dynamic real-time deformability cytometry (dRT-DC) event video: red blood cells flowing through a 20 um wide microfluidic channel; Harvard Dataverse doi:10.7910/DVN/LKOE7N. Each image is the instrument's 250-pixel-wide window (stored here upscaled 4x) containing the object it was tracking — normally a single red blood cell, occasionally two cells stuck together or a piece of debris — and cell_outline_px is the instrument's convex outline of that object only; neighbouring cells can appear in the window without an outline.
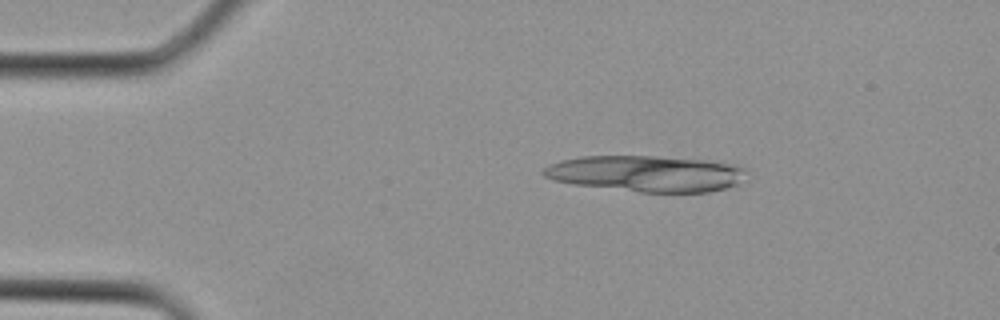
{"species": "Egyptian fruit bat (a non-hibernating species)", "species_latin": "Rousettus aegyptiacus", "temperature_condition": "cold", "stored_images_in_passage": 4, "camera_frame_rate_fps": 3000, "um_per_image_px": 0.085, "animal": {"sex": "female"}, "frame": {"image": 1, "passage_image": 2, "time_ms": 0.333, "image_size_px": [1000, 320], "cell_outline_px": [[744, 172], [736, 184], [724, 188], [708, 192], [640, 192], [572, 184], [552, 180], [544, 176], [540, 172], [548, 164], [560, 160], [580, 156], [652, 156], [704, 160], [732, 164], [744, 168]], "centroid_in_image_um": [54.81, 14.75], "position_along_channel_um": 30.2, "area_um2": 42.43}}